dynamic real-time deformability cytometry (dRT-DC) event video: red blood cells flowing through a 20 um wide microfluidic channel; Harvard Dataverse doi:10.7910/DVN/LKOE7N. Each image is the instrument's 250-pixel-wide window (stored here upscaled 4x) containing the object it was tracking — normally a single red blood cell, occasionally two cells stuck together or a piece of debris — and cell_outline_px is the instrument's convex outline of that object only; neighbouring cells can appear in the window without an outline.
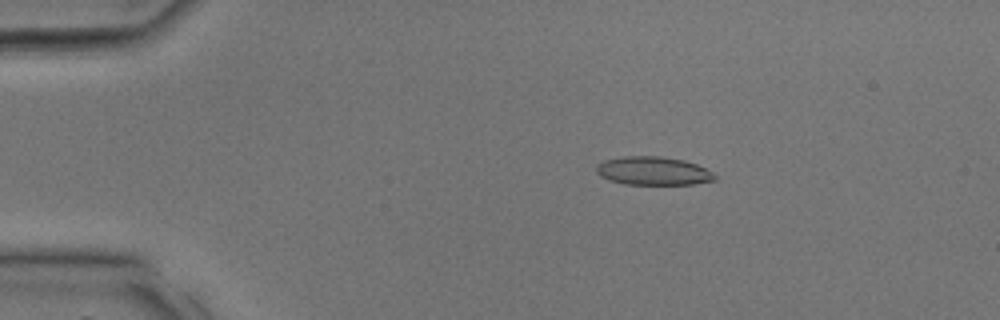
{"species": "common noctule bat (a hibernating species)", "species_latin": "Nyctalus noctula", "temperature_condition": "room temperature", "stored_images_in_passage": 35, "camera_frame_rate_fps": 3000, "um_per_image_px": 0.085, "animal": {"sex": "male", "body_mass_g": 17.9, "forearm_length_mm": 54.2}, "frame": {"image": 1, "passage_image": 7, "time_ms": 2.0, "image_size_px": [1000, 320], "cell_outline_px": [[716, 180], [692, 184], [624, 184], [608, 180], [600, 176], [596, 172], [596, 164], [604, 160], [624, 156], [660, 156], [684, 160], [696, 164], [712, 172], [716, 176]], "centroid_in_image_um": [55.49, 14.52], "position_along_channel_um": 29.5, "area_um2": 19.65}}
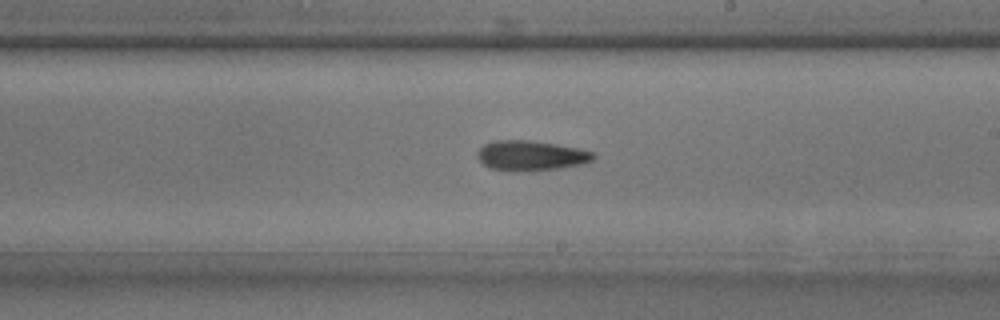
{"frame": {"image": 2, "passage_image": 21, "time_ms": 6.667, "image_size_px": [1000, 320], "cell_outline_px": [[596, 156], [592, 160], [580, 164], [556, 168], [492, 168], [484, 164], [476, 156], [476, 152], [484, 144], [496, 140], [532, 140], [556, 144], [576, 148], [592, 152]], "centroid_in_image_um": [45.12, 13.16], "position_along_channel_um": 243.9, "area_um2": 19.13}}
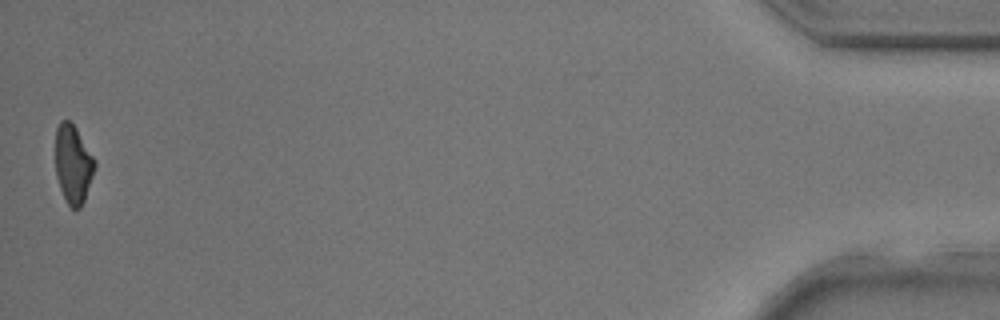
{"frame": {"image": 3, "passage_image": 35, "time_ms": 11.333, "image_size_px": [1000, 320], "cell_outline_px": [[96, 164], [84, 200], [80, 208], [72, 208], [68, 204], [60, 188], [56, 176], [56, 128], [60, 120], [68, 120], [76, 128], [96, 160]], "centroid_in_image_um": [6.21, 13.93], "position_along_channel_um": 429.0, "area_um2": 17.74}}